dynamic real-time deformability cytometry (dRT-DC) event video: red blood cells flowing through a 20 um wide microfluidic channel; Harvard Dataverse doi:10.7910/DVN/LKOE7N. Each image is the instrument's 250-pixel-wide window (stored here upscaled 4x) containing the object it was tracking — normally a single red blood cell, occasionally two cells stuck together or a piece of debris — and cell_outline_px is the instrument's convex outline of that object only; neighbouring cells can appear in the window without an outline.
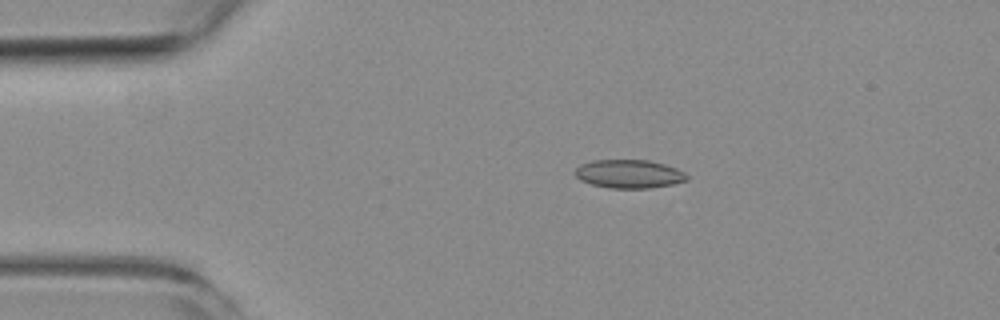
{"species": "common noctule bat (a hibernating species)", "species_latin": "Nyctalus noctula", "temperature_condition": "room temperature", "stored_images_in_passage": 4, "camera_frame_rate_fps": 3000, "um_per_image_px": 0.085, "animal": {"sex": "female", "body_mass_g": 19.3, "forearm_length_mm": 54.1}, "frame": {"image": 1, "passage_image": 3, "time_ms": 2.333, "image_size_px": [1000, 320], "cell_outline_px": [[688, 180], [672, 184], [648, 188], [608, 188], [592, 184], [580, 180], [576, 176], [576, 168], [580, 164], [592, 160], [648, 160], [664, 164], [676, 168], [684, 172], [688, 176]], "centroid_in_image_um": [53.47, 14.78], "position_along_channel_um": 31.5, "area_um2": 18.5}}